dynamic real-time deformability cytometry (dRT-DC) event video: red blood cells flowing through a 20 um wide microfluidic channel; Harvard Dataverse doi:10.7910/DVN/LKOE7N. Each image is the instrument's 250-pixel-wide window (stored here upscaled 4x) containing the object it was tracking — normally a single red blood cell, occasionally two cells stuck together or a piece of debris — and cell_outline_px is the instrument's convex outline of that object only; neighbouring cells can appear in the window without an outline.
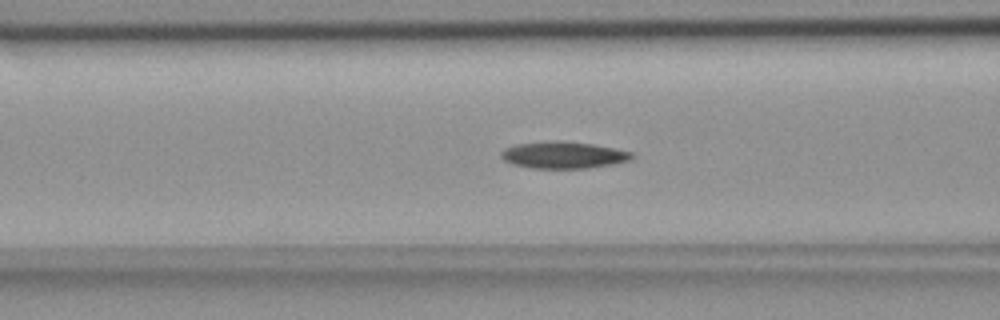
{"species": "common noctule bat (a hibernating species)", "species_latin": "Nyctalus noctula", "temperature_condition": "room temperature", "stored_images_in_passage": 54, "camera_frame_rate_fps": 3000, "um_per_image_px": 0.085, "animal": {"sex": "female", "body_mass_g": 18.4}, "frame": {"image": 1, "passage_image": 21, "time_ms": 6.667, "image_size_px": [1000, 320], "cell_outline_px": [[636, 156], [632, 160], [612, 164], [588, 168], [532, 168], [512, 164], [504, 160], [500, 156], [500, 152], [504, 148], [516, 144], [552, 140], [560, 140], [592, 144], [632, 152]], "centroid_in_image_um": [47.88, 13.17], "position_along_channel_um": 118.7, "area_um2": 20.58}}
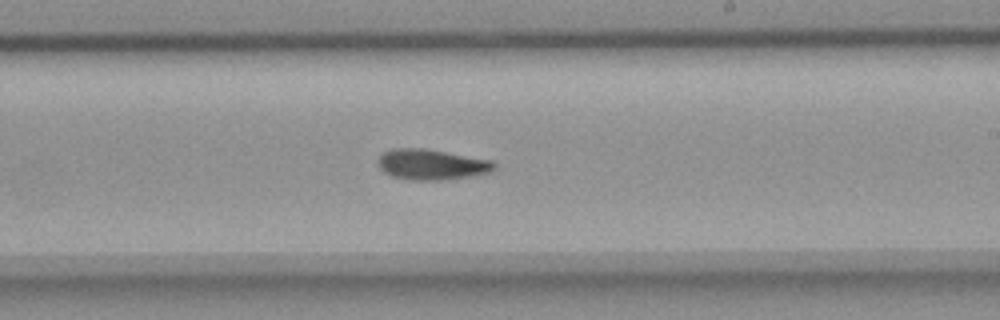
{"frame": {"image": 2, "passage_image": 32, "time_ms": 10.333, "image_size_px": [1000, 320], "cell_outline_px": [[496, 168], [488, 172], [468, 176], [440, 180], [408, 180], [392, 176], [384, 172], [376, 164], [376, 160], [384, 152], [392, 148], [424, 148], [492, 160], [496, 164]], "centroid_in_image_um": [36.63, 13.97], "position_along_channel_um": 252.4, "area_um2": 20.69}}
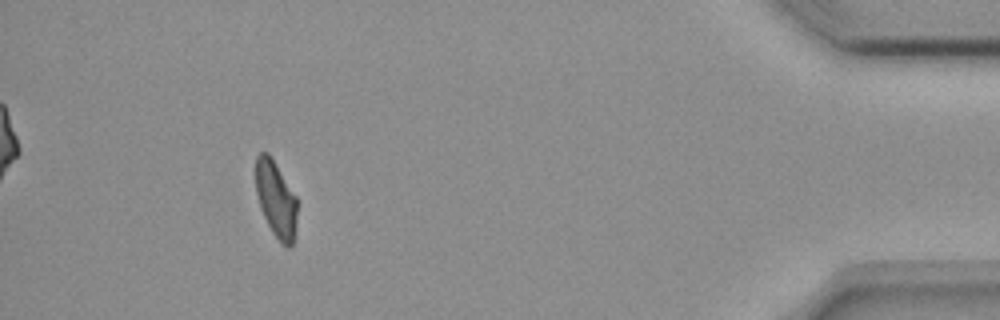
{"frame": {"image": 3, "passage_image": 50, "time_ms": 16.333, "image_size_px": [1000, 320], "cell_outline_px": [[296, 228], [292, 248], [288, 248], [280, 244], [272, 232], [260, 208], [256, 192], [256, 156], [260, 152], [268, 152], [296, 196]], "centroid_in_image_um": [23.46, 16.98], "position_along_channel_um": 411.7, "area_um2": 18.44}}